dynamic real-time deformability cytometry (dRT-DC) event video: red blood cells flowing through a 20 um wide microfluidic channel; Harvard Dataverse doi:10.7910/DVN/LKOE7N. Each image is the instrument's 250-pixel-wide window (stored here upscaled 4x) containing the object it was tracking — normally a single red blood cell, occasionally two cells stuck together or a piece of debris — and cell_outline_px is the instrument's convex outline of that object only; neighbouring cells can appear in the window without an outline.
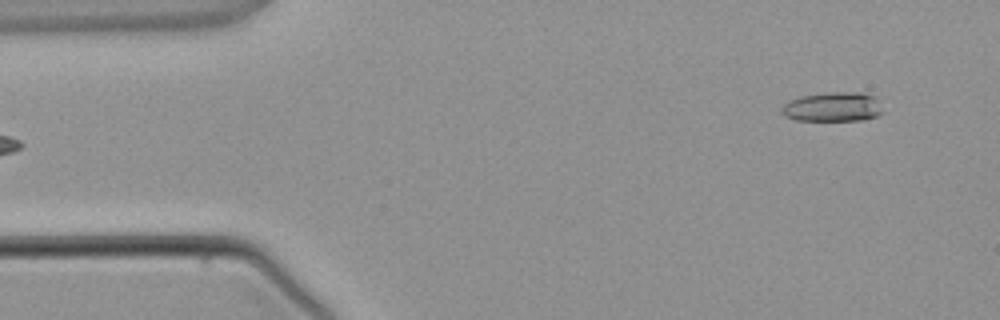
{"species": "common noctule bat (a hibernating species)", "species_latin": "Nyctalus noctula", "temperature_condition": "warm", "stored_images_in_passage": 4, "camera_frame_rate_fps": 3000, "um_per_image_px": 0.085, "animal": {"sex": "male", "body_mass_g": 21.5, "forearm_length_mm": 52.0}, "frame": {"image": 1, "passage_image": 4, "time_ms": 4.0, "image_size_px": [1000, 320], "cell_outline_px": [[884, 112], [876, 116], [864, 120], [796, 120], [784, 116], [780, 112], [780, 108], [788, 100], [800, 96], [828, 92], [860, 92], [876, 96]], "centroid_in_image_um": [70.78, 9.08], "position_along_channel_um": 14.2, "area_um2": 17.63}}